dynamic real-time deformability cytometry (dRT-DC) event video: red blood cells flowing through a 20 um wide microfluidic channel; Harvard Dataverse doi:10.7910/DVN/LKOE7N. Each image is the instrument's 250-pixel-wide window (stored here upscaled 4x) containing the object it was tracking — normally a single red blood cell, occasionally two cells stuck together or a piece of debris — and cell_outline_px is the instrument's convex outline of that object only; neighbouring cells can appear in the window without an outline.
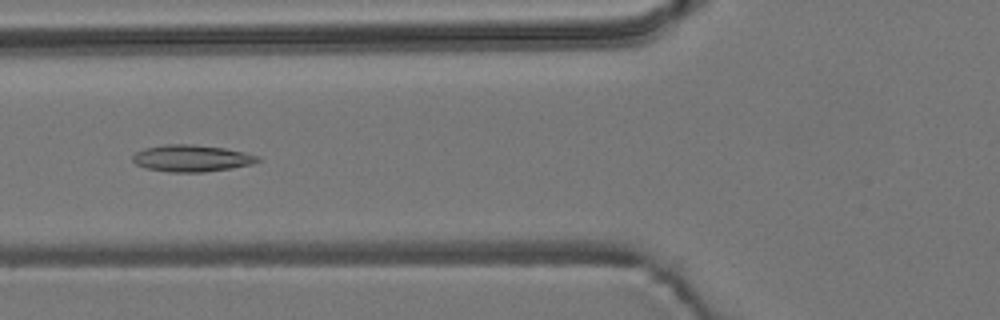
{"species": "common noctule bat (a hibernating species)", "species_latin": "Nyctalus noctula", "temperature_condition": "room temperature", "stored_images_in_passage": 8, "camera_frame_rate_fps": 3000, "um_per_image_px": 0.085, "animal": {"sex": "male", "body_mass_g": 19.2, "forearm_length_mm": 51.8}, "frame": {"image": 1, "passage_image": 7, "time_ms": 2.0, "image_size_px": [1000, 320], "cell_outline_px": [[260, 160], [252, 164], [232, 168], [204, 172], [168, 172], [144, 168], [136, 164], [132, 160], [132, 156], [136, 152], [144, 148], [164, 144], [192, 144], [224, 148], [244, 152], [260, 156]], "centroid_in_image_um": [16.27, 13.45], "position_along_channel_um": 109.5, "area_um2": 19.65}}
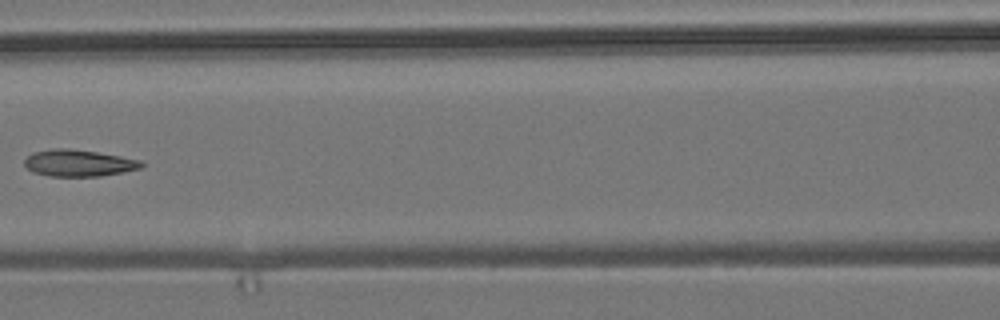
{"frame": {"image": 2, "passage_image": 8, "time_ms": 2.333, "image_size_px": [1000, 320], "cell_outline_px": [[144, 164], [140, 168], [124, 172], [100, 176], [48, 176], [32, 172], [24, 164], [24, 160], [32, 152], [56, 148], [68, 148], [96, 152], [120, 156], [140, 160]], "centroid_in_image_um": [6.66, 13.86], "position_along_channel_um": 159.9, "area_um2": 18.15}}